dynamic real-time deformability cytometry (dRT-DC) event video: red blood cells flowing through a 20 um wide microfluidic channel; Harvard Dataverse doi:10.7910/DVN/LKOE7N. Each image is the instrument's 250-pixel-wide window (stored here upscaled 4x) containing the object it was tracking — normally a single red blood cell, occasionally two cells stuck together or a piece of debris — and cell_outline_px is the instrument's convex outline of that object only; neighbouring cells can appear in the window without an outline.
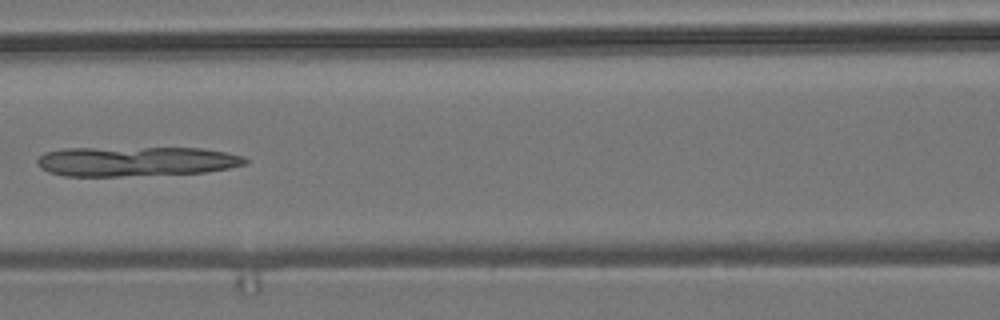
{"species": "common noctule bat (a hibernating species)", "species_latin": "Nyctalus noctula", "temperature_condition": "room temperature", "stored_images_in_passage": 7, "camera_frame_rate_fps": 3000, "um_per_image_px": 0.085, "animal": {"sex": "male", "body_mass_g": 19.2, "forearm_length_mm": 51.8}, "frame": {"image": 1, "passage_image": 6, "time_ms": 5.667, "image_size_px": [1000, 320], "cell_outline_px": [[248, 164], [228, 168], [204, 172], [120, 176], [64, 176], [48, 172], [40, 168], [36, 164], [36, 160], [44, 152], [64, 148], [204, 148], [228, 152], [244, 156], [248, 160]], "centroid_in_image_um": [11.55, 13.71], "position_along_channel_um": 155.1, "area_um2": 36.24}}
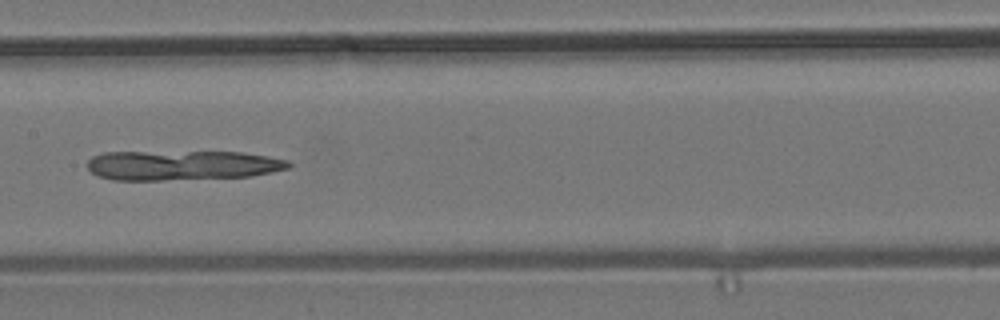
{"frame": {"image": 2, "passage_image": 7, "time_ms": 6.667, "image_size_px": [1000, 320], "cell_outline_px": [[292, 164], [288, 168], [272, 172], [252, 176], [160, 180], [112, 180], [96, 176], [88, 168], [88, 160], [92, 156], [104, 152], [240, 152], [288, 160]], "centroid_in_image_um": [15.43, 14.05], "position_along_channel_um": 192.0, "area_um2": 34.8}}